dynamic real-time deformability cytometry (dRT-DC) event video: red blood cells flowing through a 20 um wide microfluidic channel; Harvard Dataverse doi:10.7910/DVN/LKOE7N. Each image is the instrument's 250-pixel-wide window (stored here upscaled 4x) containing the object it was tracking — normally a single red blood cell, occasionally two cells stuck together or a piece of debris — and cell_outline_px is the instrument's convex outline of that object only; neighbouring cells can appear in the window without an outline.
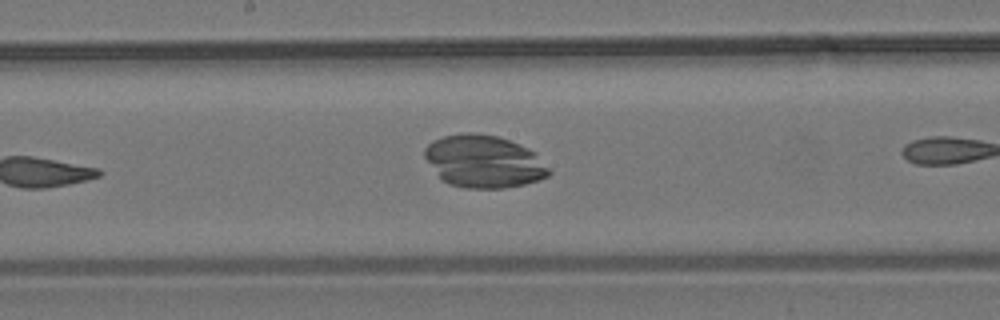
{"species": "common noctule bat (a hibernating species)", "species_latin": "Nyctalus noctula", "temperature_condition": "room temperature", "stored_images_in_passage": 9, "camera_frame_rate_fps": 3000, "um_per_image_px": 0.085, "animal": {"sex": "male", "body_mass_g": 19.2, "forearm_length_mm": 51.8}, "frame": {"image": 1, "passage_image": 8, "time_ms": 9.0, "image_size_px": [1000, 320], "cell_outline_px": [[552, 172], [548, 176], [524, 184], [504, 188], [464, 188], [448, 184], [440, 176], [424, 156], [424, 148], [432, 140], [444, 136], [468, 132], [476, 132], [496, 136], [508, 140], [528, 148], [536, 152]], "centroid_in_image_um": [41.14, 13.71], "position_along_channel_um": 207.1, "area_um2": 37.86}}